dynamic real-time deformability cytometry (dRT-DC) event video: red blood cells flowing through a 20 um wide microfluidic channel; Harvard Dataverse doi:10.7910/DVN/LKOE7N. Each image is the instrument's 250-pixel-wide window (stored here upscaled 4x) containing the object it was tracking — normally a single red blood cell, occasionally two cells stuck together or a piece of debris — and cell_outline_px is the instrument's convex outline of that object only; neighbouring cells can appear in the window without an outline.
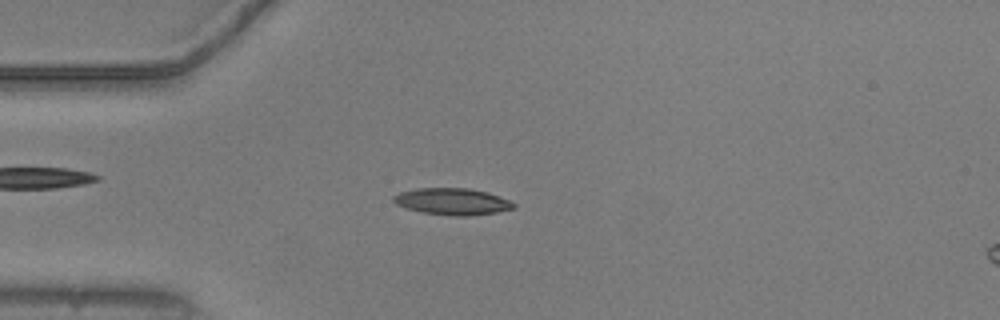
{"species": "common noctule bat (a hibernating species)", "species_latin": "Nyctalus noctula", "temperature_condition": "warm", "stored_images_in_passage": 52, "camera_frame_rate_fps": 3000, "um_per_image_px": 0.085, "animal": {"sex": "male", "body_mass_g": 20.5, "forearm_length_mm": 52.5}, "frame": {"image": 1, "passage_image": 13, "time_ms": 4.0, "image_size_px": [1000, 320], "cell_outline_px": [[516, 208], [496, 212], [468, 216], [452, 216], [424, 212], [404, 208], [396, 204], [392, 200], [392, 196], [400, 192], [416, 188], [468, 188], [488, 192], [508, 200], [516, 204]], "centroid_in_image_um": [38.43, 17.12], "position_along_channel_um": 46.6, "area_um2": 18.73}}
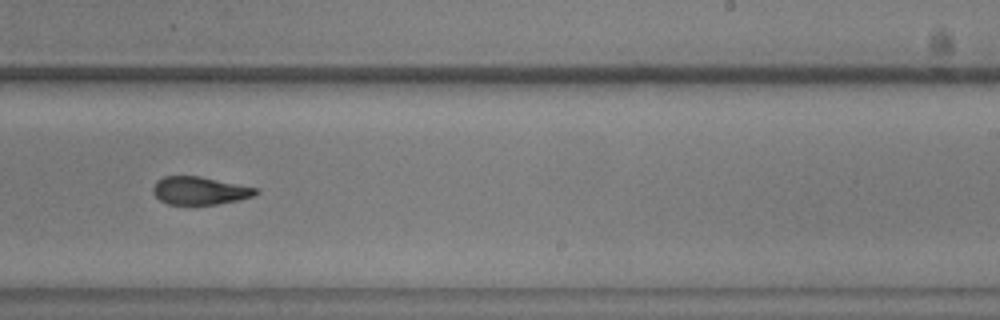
{"frame": {"image": 2, "passage_image": 32, "time_ms": 10.333, "image_size_px": [1000, 320], "cell_outline_px": [[260, 192], [256, 196], [240, 200], [216, 204], [168, 204], [160, 200], [152, 192], [152, 188], [156, 180], [164, 176], [200, 176], [260, 188]], "centroid_in_image_um": [17.03, 16.2], "position_along_channel_um": 272.0, "area_um2": 16.99}}
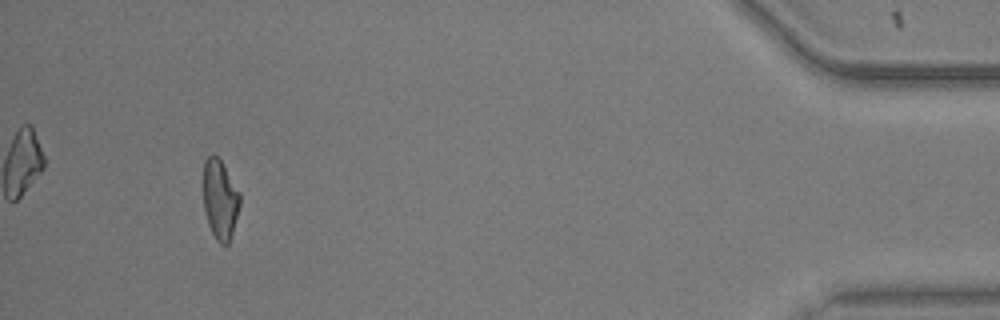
{"frame": {"image": 3, "passage_image": 49, "time_ms": 16.0, "image_size_px": [1000, 320], "cell_outline_px": [[240, 204], [232, 232], [228, 244], [220, 244], [216, 240], [208, 224], [204, 208], [204, 160], [212, 152], [220, 160], [240, 192]], "centroid_in_image_um": [18.7, 16.94], "position_along_channel_um": 416.5, "area_um2": 16.76}, "authors_computed_cell_mechanics": {"area_um2": 17.6868, "velocity_mm_per_s": 3.798, "shape_relaxation_time_tau1_ms": 10.3264, "shape_relaxation_time_tau2_ms": 3.1531, "deformation_change_tau1": 0.2734, "deformation_change_tau2": 0.106}}